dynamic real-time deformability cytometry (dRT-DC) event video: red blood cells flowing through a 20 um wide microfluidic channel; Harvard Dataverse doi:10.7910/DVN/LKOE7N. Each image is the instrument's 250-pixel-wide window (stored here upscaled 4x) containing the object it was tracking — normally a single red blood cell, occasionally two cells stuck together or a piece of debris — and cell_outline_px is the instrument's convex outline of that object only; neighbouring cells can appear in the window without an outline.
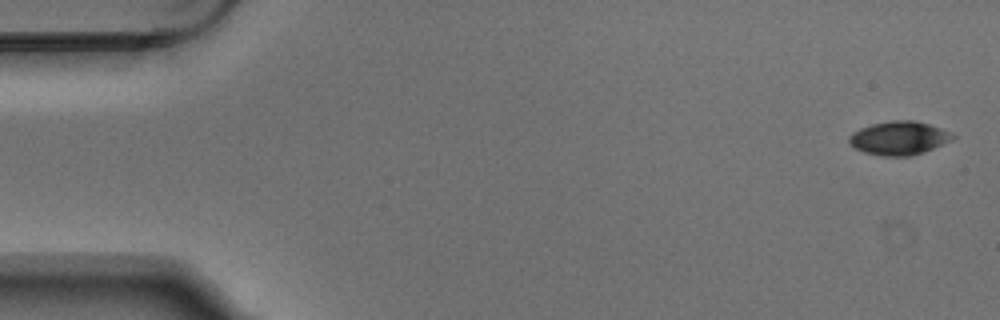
{"species": "Egyptian fruit bat (a non-hibernating species)", "species_latin": "Rousettus aegyptiacus", "temperature_condition": "warm", "stored_images_in_passage": 5, "camera_frame_rate_fps": 3000, "um_per_image_px": 0.085, "animal": {"sex": "male"}, "frame": {"image": 1, "passage_image": 1, "time_ms": 0.0, "image_size_px": [1000, 320], "cell_outline_px": [[956, 136], [952, 140], [924, 152], [912, 156], [880, 156], [864, 152], [856, 148], [848, 140], [848, 136], [852, 132], [860, 128], [872, 124], [892, 120], [912, 120], [928, 124], [940, 128]], "centroid_in_image_um": [76.4, 11.74], "position_along_channel_um": 8.6, "area_um2": 20.17}}
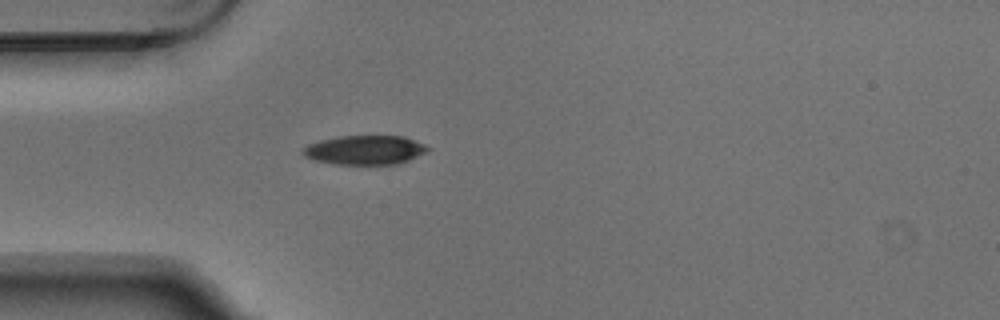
{"frame": {"image": 2, "passage_image": 5, "time_ms": 1.333, "image_size_px": [1000, 320], "cell_outline_px": [[432, 148], [408, 160], [396, 164], [336, 164], [316, 160], [304, 156], [300, 152], [308, 144], [320, 140], [340, 136], [404, 136], [424, 144]], "centroid_in_image_um": [31.0, 12.74], "position_along_channel_um": 54.0, "area_um2": 21.04}}